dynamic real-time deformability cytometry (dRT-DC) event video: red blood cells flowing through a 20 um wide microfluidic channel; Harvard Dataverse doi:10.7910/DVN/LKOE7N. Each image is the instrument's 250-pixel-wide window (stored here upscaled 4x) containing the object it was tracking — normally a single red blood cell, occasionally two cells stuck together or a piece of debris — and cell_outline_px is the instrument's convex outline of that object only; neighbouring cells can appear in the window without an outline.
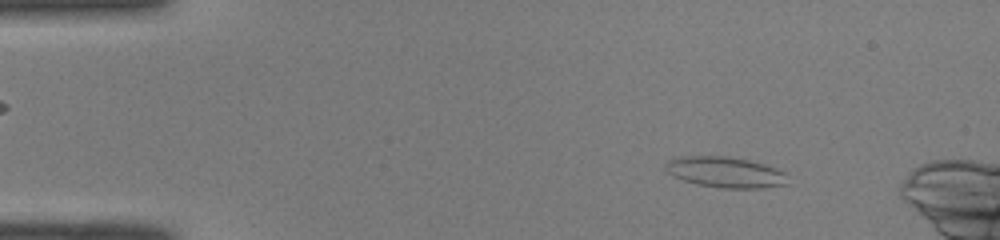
{"species": "common noctule bat (a hibernating species)", "species_latin": "Nyctalus noctula", "temperature_condition": "room temperature", "stored_images_in_passage": 48, "camera_frame_rate_fps": 3000, "um_per_image_px": 0.085, "animal": {"sex": "male", "body_mass_g": 19.0, "forearm_length_mm": 50.8}, "frame": {"image": 1, "passage_image": 6, "time_ms": 1.667, "image_size_px": [1000, 240], "cell_outline_px": [[788, 184], [760, 188], [720, 188], [696, 184], [684, 180], [668, 172], [664, 168], [664, 164], [668, 160], [680, 156], [724, 156], [748, 160], [764, 164], [776, 168], [784, 172]], "centroid_in_image_um": [61.63, 14.63], "position_along_channel_um": 23.4, "area_um2": 21.79}}
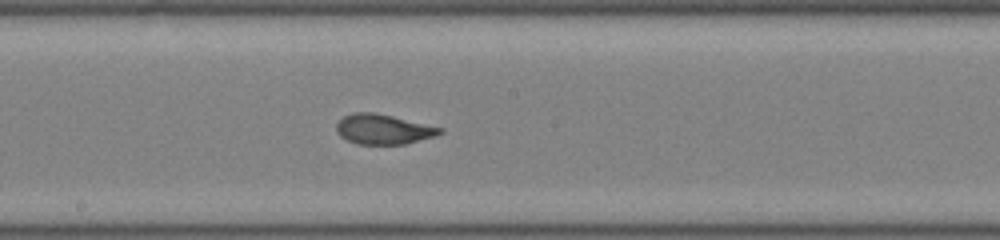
{"frame": {"image": 2, "passage_image": 26, "time_ms": 8.333, "image_size_px": [1000, 240], "cell_outline_px": [[444, 132], [436, 136], [404, 144], [356, 144], [340, 136], [336, 132], [336, 124], [344, 116], [352, 112], [372, 112], [392, 116], [444, 128]], "centroid_in_image_um": [32.58, 10.99], "position_along_channel_um": 215.6, "area_um2": 18.09}}
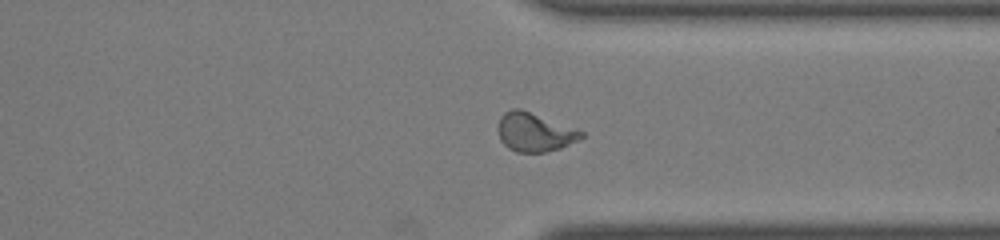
{"frame": {"image": 3, "passage_image": 37, "time_ms": 12.0, "image_size_px": [1000, 240], "cell_outline_px": [[584, 136], [560, 148], [544, 152], [516, 152], [508, 148], [500, 140], [496, 128], [500, 116], [504, 112], [512, 108], [520, 108], [584, 132]], "centroid_in_image_um": [45.36, 11.23], "position_along_channel_um": 366.0, "area_um2": 18.67}, "authors_computed_cell_mechanics": {"area_um2": 18.8139, "velocity_mm_per_s": 4.0908, "shape_relaxation_time_tau1_ms": null, "shape_relaxation_time_tau2_ms": 1.2632, "deformation_change_tau1": null, "deformation_change_tau2": 0.0741}}